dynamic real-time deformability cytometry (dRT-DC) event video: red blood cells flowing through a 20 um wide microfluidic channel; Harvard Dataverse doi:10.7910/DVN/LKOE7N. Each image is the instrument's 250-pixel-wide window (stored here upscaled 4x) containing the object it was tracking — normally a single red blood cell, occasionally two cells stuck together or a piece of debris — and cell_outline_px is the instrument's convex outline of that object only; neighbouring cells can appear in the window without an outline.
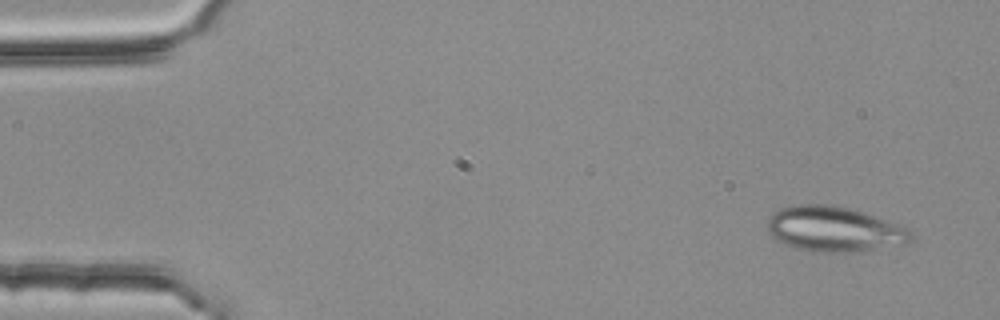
{"species": "common noctule bat (a hibernating species)", "species_latin": "Nyctalus noctula", "temperature_condition": "room temperature", "stored_images_in_passage": 3, "camera_frame_rate_fps": 3000, "um_per_image_px": 0.085, "animal": {"sex": "female", "body_mass_g": 25.1}, "frame": {"image": 1, "passage_image": 1, "time_ms": 0.0, "image_size_px": [1000, 320], "cell_outline_px": [[912, 240], [904, 244], [856, 252], [812, 252], [796, 248], [776, 240], [764, 228], [764, 224], [768, 216], [780, 208], [800, 204], [832, 204], [848, 208], [908, 228], [912, 236]], "centroid_in_image_um": [70.82, 19.48], "position_along_channel_um": 14.2, "area_um2": 37.86}}